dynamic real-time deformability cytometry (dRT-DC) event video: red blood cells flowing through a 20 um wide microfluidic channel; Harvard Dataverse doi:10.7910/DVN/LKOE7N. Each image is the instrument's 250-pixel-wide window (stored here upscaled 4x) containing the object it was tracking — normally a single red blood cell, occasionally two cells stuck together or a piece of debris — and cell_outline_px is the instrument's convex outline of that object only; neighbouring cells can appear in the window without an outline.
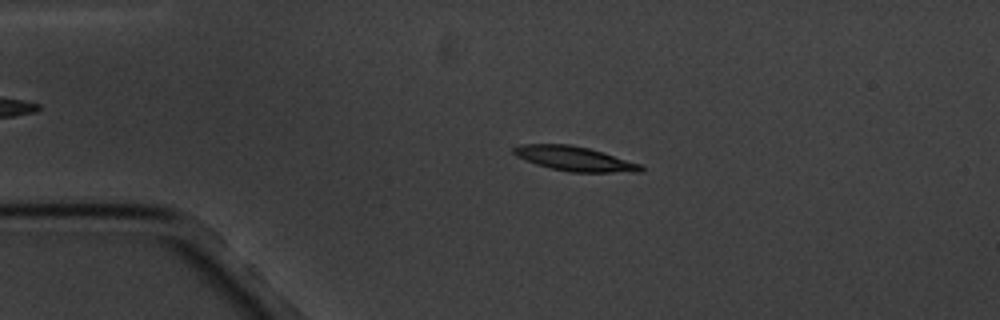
{"species": "common noctule bat (a hibernating species)", "species_latin": "Nyctalus noctula", "temperature_condition": "cold", "stored_images_in_passage": 5, "camera_frame_rate_fps": 3000, "um_per_image_px": 0.085, "animal": {"sex": "male", "body_mass_g": 20.1, "forearm_length_mm": 53.5}, "frame": {"image": 1, "passage_image": 4, "time_ms": 3.667, "image_size_px": [1000, 320], "cell_outline_px": [[644, 168], [640, 172], [568, 172], [536, 164], [524, 160], [516, 156], [512, 152], [512, 148], [520, 144], [572, 144], [588, 148], [640, 164]], "centroid_in_image_um": [48.78, 13.48], "position_along_channel_um": 36.2, "area_um2": 18.03}}